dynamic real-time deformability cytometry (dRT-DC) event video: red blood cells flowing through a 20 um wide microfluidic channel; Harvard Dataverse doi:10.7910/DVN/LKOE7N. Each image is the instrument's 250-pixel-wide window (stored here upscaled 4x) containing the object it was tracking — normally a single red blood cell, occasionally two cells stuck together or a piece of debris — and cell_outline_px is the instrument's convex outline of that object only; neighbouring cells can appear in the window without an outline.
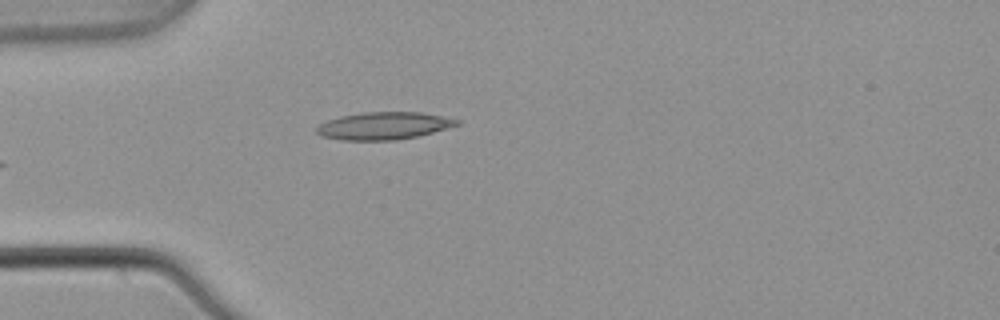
{"species": "common noctule bat (a hibernating species)", "species_latin": "Nyctalus noctula", "temperature_condition": "warm", "stored_images_in_passage": 4, "camera_frame_rate_fps": 3000, "um_per_image_px": 0.085, "animal": {"sex": "male", "body_mass_g": 21.5, "forearm_length_mm": 52.0}, "frame": {"image": 1, "passage_image": 4, "time_ms": 1.0, "image_size_px": [1000, 320], "cell_outline_px": [[460, 124], [432, 132], [416, 136], [396, 140], [340, 140], [320, 136], [316, 132], [316, 128], [320, 124], [328, 120], [340, 116], [360, 112], [420, 112], [460, 120]], "centroid_in_image_um": [32.57, 10.69], "position_along_channel_um": 52.4, "area_um2": 22.31}}